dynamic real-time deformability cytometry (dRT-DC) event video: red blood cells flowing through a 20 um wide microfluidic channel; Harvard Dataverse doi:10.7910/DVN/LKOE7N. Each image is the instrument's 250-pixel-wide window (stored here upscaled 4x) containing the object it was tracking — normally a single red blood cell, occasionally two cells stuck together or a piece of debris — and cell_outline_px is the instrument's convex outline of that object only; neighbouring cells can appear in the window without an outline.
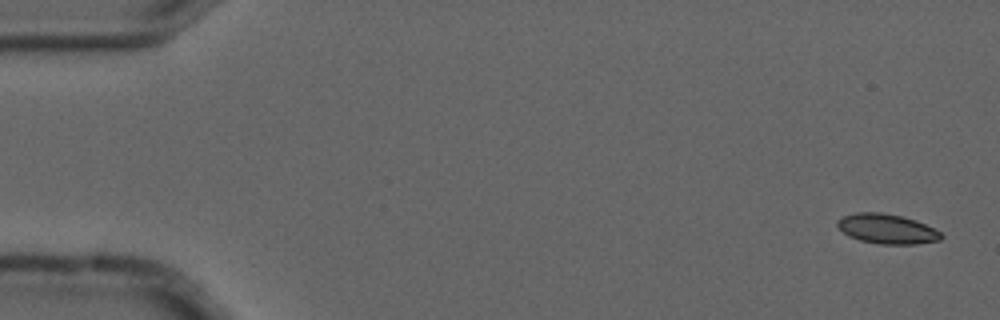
{"species": "common noctule bat (a hibernating species)", "species_latin": "Nyctalus noctula", "temperature_condition": "cold", "stored_images_in_passage": 5, "camera_frame_rate_fps": 3000, "um_per_image_px": 0.085, "animal": {"sex": "male", "forearm_length_mm": 52.5}, "frame": {"image": 1, "passage_image": 1, "time_ms": 0.0, "image_size_px": [1000, 320], "cell_outline_px": [[944, 236], [940, 240], [916, 244], [880, 244], [860, 240], [848, 236], [836, 224], [836, 220], [844, 216], [856, 212], [880, 212], [900, 216], [916, 220], [940, 232]], "centroid_in_image_um": [75.38, 19.45], "position_along_channel_um": 9.6, "area_um2": 17.86}}
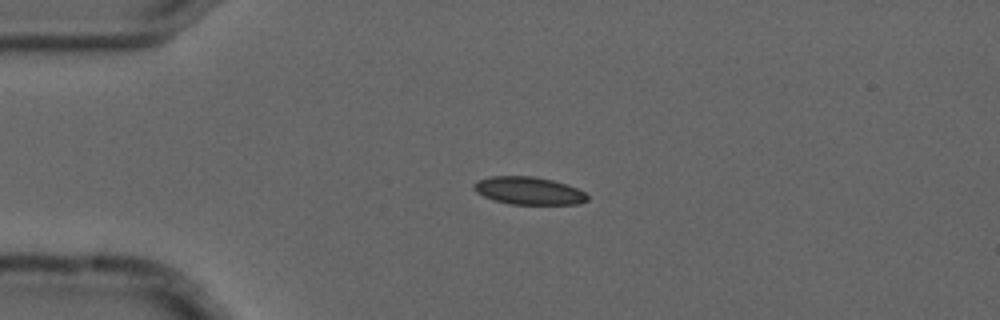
{"frame": {"image": 2, "passage_image": 4, "time_ms": 1.0, "image_size_px": [1000, 320], "cell_outline_px": [[588, 200], [580, 204], [508, 204], [492, 200], [476, 192], [472, 184], [488, 176], [536, 176], [552, 180], [576, 188], [584, 192], [588, 196]], "centroid_in_image_um": [44.92, 16.21], "position_along_channel_um": 40.1, "area_um2": 18.32}}